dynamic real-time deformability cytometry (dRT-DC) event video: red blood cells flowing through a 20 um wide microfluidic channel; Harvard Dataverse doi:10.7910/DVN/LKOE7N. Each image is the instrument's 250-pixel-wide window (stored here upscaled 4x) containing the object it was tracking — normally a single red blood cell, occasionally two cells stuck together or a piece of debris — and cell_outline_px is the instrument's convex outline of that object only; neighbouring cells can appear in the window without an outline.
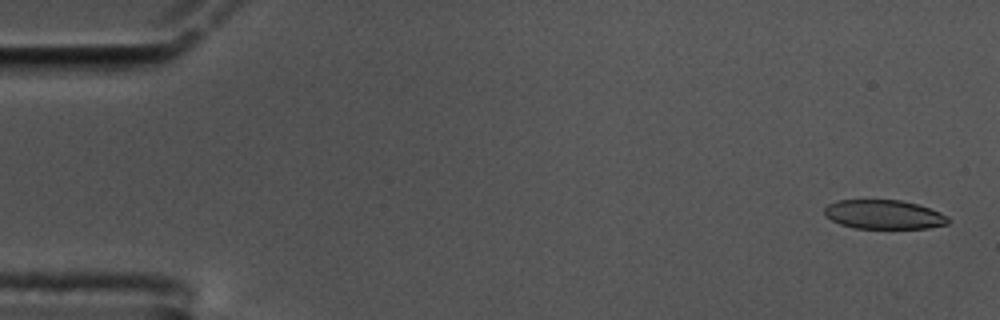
{"species": "common noctule bat (a hibernating species)", "species_latin": "Nyctalus noctula", "temperature_condition": "cold", "stored_images_in_passage": 58, "camera_frame_rate_fps": 3000, "um_per_image_px": 0.085, "animal": {"sex": "male", "body_mass_g": 17.5, "forearm_length_mm": 52.3}, "frame": {"image": 1, "passage_image": 2, "time_ms": 0.333, "image_size_px": [1000, 320], "cell_outline_px": [[948, 224], [928, 228], [852, 228], [840, 224], [832, 220], [824, 212], [824, 208], [828, 204], [836, 200], [900, 200], [916, 204], [940, 212], [948, 216]], "centroid_in_image_um": [75.12, 18.23], "position_along_channel_um": 9.9, "area_um2": 20.87}}
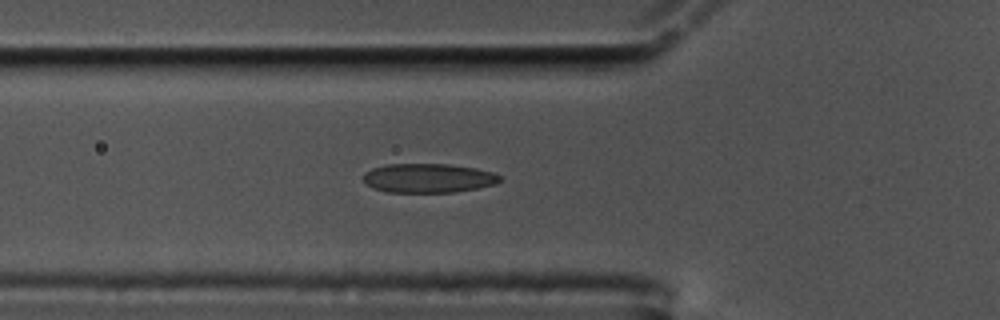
{"frame": {"image": 2, "passage_image": 20, "time_ms": 6.333, "image_size_px": [1000, 320], "cell_outline_px": [[504, 180], [496, 184], [456, 192], [388, 192], [376, 188], [368, 184], [364, 180], [364, 172], [372, 168], [388, 164], [448, 164], [476, 168], [492, 172], [500, 176]], "centroid_in_image_um": [36.45, 15.13], "position_along_channel_um": 89.4, "area_um2": 23.12}}
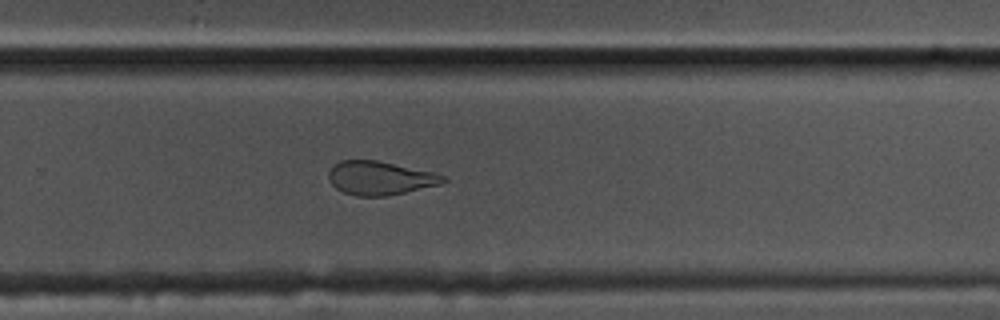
{"frame": {"image": 3, "passage_image": 38, "time_ms": 12.333, "image_size_px": [1000, 320], "cell_outline_px": [[448, 180], [440, 184], [388, 196], [356, 196], [344, 192], [336, 188], [328, 180], [328, 172], [340, 160], [376, 160], [432, 172], [444, 176]], "centroid_in_image_um": [32.28, 15.14], "position_along_channel_um": 297.5, "area_um2": 22.25}, "authors_computed_cell_mechanics": {"area_um2": 23.5246, "velocity_mm_per_s": 3.4627, "shape_relaxation_time_tau1_ms": null, "shape_relaxation_time_tau2_ms": 2.1968, "deformation_change_tau1": null, "deformation_change_tau2": 0.0874}}